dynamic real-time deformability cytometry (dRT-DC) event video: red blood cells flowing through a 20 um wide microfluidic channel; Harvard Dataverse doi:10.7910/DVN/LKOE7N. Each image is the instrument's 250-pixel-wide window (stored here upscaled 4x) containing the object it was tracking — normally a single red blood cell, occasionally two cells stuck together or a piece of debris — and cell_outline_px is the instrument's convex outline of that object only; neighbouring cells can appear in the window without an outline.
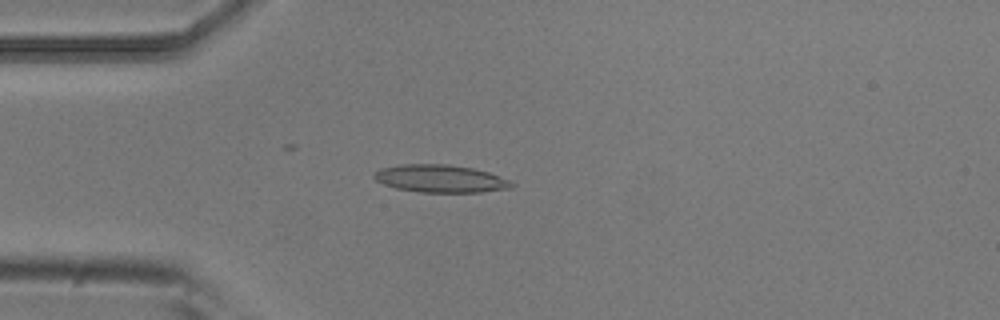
{"species": "common noctule bat (a hibernating species)", "species_latin": "Nyctalus noctula", "temperature_condition": "room temperature", "stored_images_in_passage": 5, "camera_frame_rate_fps": 3000, "um_per_image_px": 0.085, "animal": {"sex": "male", "body_mass_g": 20.5, "forearm_length_mm": 52.5}, "frame": {"image": 1, "passage_image": 4, "time_ms": 1.0, "image_size_px": [1000, 320], "cell_outline_px": [[516, 184], [512, 188], [480, 192], [420, 192], [396, 188], [384, 184], [376, 180], [372, 176], [372, 172], [380, 168], [400, 164], [448, 164], [472, 168], [488, 172], [512, 180]], "centroid_in_image_um": [37.44, 15.18], "position_along_channel_um": 47.6, "area_um2": 22.37}}